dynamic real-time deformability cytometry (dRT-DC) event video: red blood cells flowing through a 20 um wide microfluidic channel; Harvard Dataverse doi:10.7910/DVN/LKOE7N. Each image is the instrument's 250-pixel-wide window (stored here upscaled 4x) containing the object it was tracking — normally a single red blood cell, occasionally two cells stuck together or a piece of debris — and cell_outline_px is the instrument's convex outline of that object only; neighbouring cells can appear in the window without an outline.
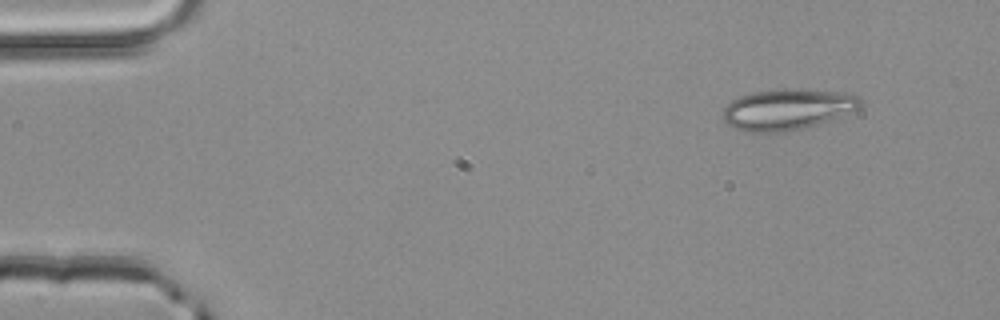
{"species": "common noctule bat (a hibernating species)", "species_latin": "Nyctalus noctula", "temperature_condition": "room temperature", "stored_images_in_passage": 3, "segment_of_instrument_passage": [1, 2], "camera_frame_rate_fps": 3000, "um_per_image_px": 0.085, "animal": {"sex": "male", "body_mass_g": 20.4}, "frame": {"image": 1, "passage_image": 1, "time_ms": 0.0, "image_size_px": [1000, 320], "cell_outline_px": [[860, 108], [828, 120], [804, 128], [784, 132], [748, 132], [736, 128], [728, 124], [724, 120], [724, 108], [732, 100], [740, 96], [752, 92], [784, 88], [848, 92], [860, 96]], "centroid_in_image_um": [66.94, 9.28], "position_along_channel_um": 18.1, "area_um2": 32.66}}